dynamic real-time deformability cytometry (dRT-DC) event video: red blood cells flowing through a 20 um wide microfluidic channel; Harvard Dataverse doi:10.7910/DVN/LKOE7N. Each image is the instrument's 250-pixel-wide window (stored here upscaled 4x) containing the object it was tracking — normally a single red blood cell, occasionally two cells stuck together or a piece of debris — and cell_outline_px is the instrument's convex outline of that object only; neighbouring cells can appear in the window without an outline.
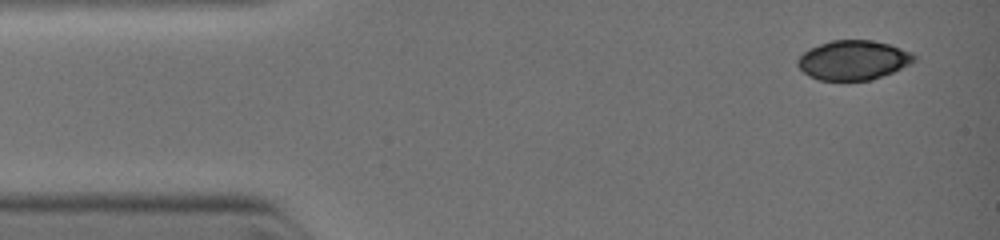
{"species": "common noctule bat (a hibernating species)", "species_latin": "Nyctalus noctula", "temperature_condition": "warm", "stored_images_in_passage": 4, "camera_frame_rate_fps": 3000, "um_per_image_px": 0.085, "animal": {"sex": "female", "body_mass_g": 19.0, "forearm_length_mm": 51.5}, "frame": {"image": 1, "passage_image": 1, "time_ms": 0.0, "image_size_px": [1000, 240], "cell_outline_px": [[916, 60], [892, 72], [872, 80], [820, 80], [808, 76], [796, 64], [796, 60], [804, 52], [820, 44], [832, 40], [872, 40], [888, 44], [912, 52], [916, 56]], "centroid_in_image_um": [72.52, 5.11], "position_along_channel_um": 12.5, "area_um2": 26.59}}
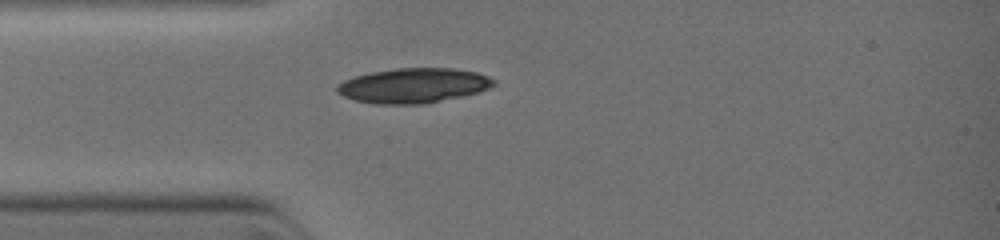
{"frame": {"image": 2, "passage_image": 4, "time_ms": 2.333, "image_size_px": [1000, 240], "cell_outline_px": [[496, 84], [488, 88], [476, 92], [460, 96], [424, 104], [376, 104], [356, 100], [344, 96], [336, 92], [336, 84], [344, 80], [356, 76], [372, 72], [396, 68], [452, 68], [476, 72], [488, 76], [496, 80]], "centroid_in_image_um": [35.12, 7.27], "position_along_channel_um": 49.9, "area_um2": 31.62}}